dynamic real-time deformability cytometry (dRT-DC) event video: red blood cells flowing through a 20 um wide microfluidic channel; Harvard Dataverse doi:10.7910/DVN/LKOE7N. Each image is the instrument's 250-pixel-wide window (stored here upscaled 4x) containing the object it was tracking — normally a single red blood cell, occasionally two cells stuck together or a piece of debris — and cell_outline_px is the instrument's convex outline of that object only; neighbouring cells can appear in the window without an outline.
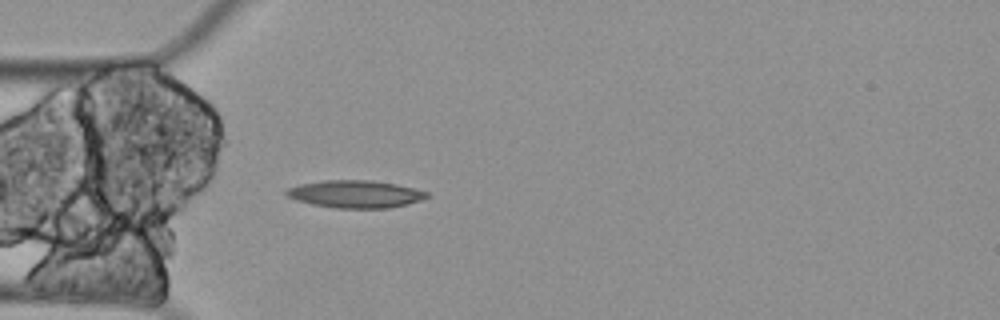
{"species": "Egyptian fruit bat (a non-hibernating species)", "species_latin": "Rousettus aegyptiacus", "temperature_condition": "cold", "stored_images_in_passage": 6, "camera_frame_rate_fps": 3000, "um_per_image_px": 0.085, "animal": {"sex": "female"}, "frame": {"image": 1, "passage_image": 6, "time_ms": 1.667, "image_size_px": [1000, 320], "cell_outline_px": [[428, 196], [420, 200], [408, 204], [388, 208], [336, 208], [312, 204], [296, 200], [288, 196], [284, 192], [288, 188], [300, 184], [324, 180], [372, 180], [396, 184], [428, 192]], "centroid_in_image_um": [30.19, 16.49], "position_along_channel_um": 54.8, "area_um2": 22.37}}